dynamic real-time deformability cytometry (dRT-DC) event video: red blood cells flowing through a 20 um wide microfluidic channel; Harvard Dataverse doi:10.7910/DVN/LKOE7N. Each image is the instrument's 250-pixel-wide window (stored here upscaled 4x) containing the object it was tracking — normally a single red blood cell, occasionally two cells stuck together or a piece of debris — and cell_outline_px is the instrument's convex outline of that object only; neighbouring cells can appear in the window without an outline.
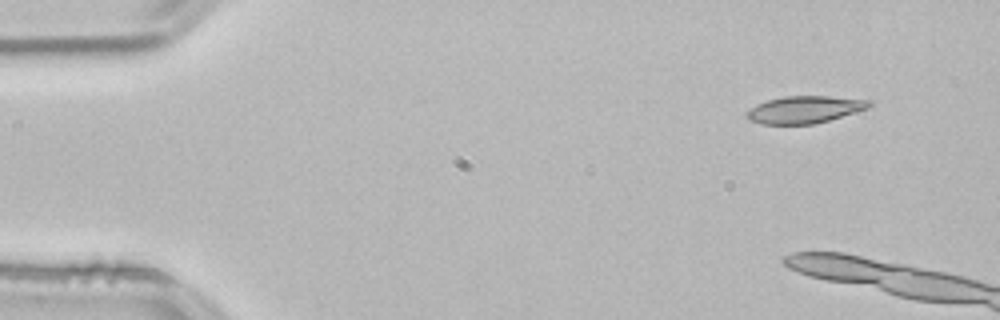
{"species": "common noctule bat (a hibernating species)", "species_latin": "Nyctalus noctula", "temperature_condition": "room temperature", "stored_images_in_passage": 12, "camera_frame_rate_fps": 3000, "um_per_image_px": 0.085, "animal": {"sex": "male", "body_mass_g": 21.5, "forearm_length_mm": 52.0}, "frame": {"image": 1, "passage_image": 1, "time_ms": 0.0, "image_size_px": [1000, 320], "cell_outline_px": [[872, 104], [868, 108], [828, 120], [812, 124], [764, 124], [748, 120], [744, 116], [744, 112], [756, 104], [768, 100], [784, 96], [828, 96], [872, 100]], "centroid_in_image_um": [68.34, 9.31], "position_along_channel_um": 16.7, "area_um2": 19.42}}